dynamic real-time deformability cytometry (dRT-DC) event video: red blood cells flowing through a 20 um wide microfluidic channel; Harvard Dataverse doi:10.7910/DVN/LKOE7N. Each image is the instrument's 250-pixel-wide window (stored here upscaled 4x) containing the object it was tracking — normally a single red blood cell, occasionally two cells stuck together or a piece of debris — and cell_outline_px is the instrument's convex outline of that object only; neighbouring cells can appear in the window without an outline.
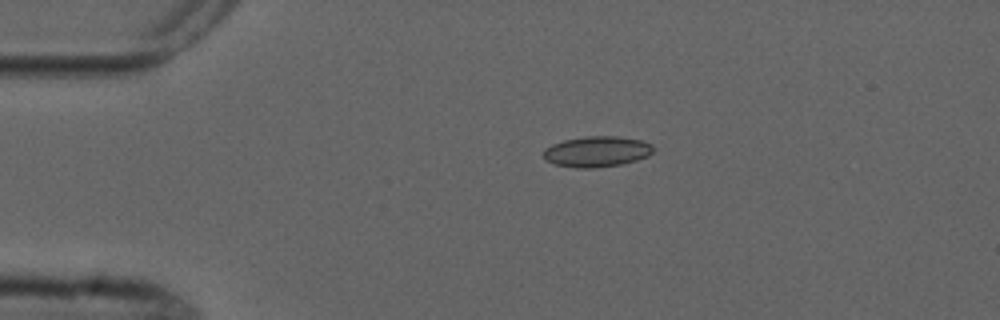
{"species": "common noctule bat (a hibernating species)", "species_latin": "Nyctalus noctula", "temperature_condition": "cold", "stored_images_in_passage": 4, "camera_frame_rate_fps": 3000, "um_per_image_px": 0.085, "animal": {"sex": "male", "forearm_length_mm": 52.5}, "frame": {"image": 1, "passage_image": 3, "time_ms": 2.333, "image_size_px": [1000, 320], "cell_outline_px": [[652, 152], [648, 156], [624, 164], [596, 168], [576, 168], [556, 164], [544, 160], [544, 148], [552, 144], [564, 140], [588, 136], [616, 136], [640, 140], [652, 144]], "centroid_in_image_um": [50.72, 12.89], "position_along_channel_um": 34.3, "area_um2": 19.65}}